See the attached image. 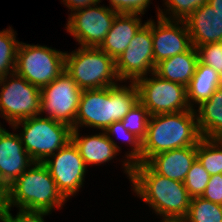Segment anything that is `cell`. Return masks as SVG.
Masks as SVG:
<instances>
[{
    "mask_svg": "<svg viewBox=\"0 0 222 222\" xmlns=\"http://www.w3.org/2000/svg\"><path fill=\"white\" fill-rule=\"evenodd\" d=\"M33 116L15 122L16 129L20 124L23 131L19 136L24 149L34 162H44L49 156L60 150L71 141L72 127L49 117Z\"/></svg>",
    "mask_w": 222,
    "mask_h": 222,
    "instance_id": "8992f818",
    "label": "cell"
},
{
    "mask_svg": "<svg viewBox=\"0 0 222 222\" xmlns=\"http://www.w3.org/2000/svg\"><path fill=\"white\" fill-rule=\"evenodd\" d=\"M65 71V53L46 46L20 43L15 72L42 89Z\"/></svg>",
    "mask_w": 222,
    "mask_h": 222,
    "instance_id": "52a82bcc",
    "label": "cell"
},
{
    "mask_svg": "<svg viewBox=\"0 0 222 222\" xmlns=\"http://www.w3.org/2000/svg\"><path fill=\"white\" fill-rule=\"evenodd\" d=\"M78 129L72 130L71 140L78 148L86 167L110 161L120 150L112 137L106 132L92 136L80 137Z\"/></svg>",
    "mask_w": 222,
    "mask_h": 222,
    "instance_id": "d6986e66",
    "label": "cell"
},
{
    "mask_svg": "<svg viewBox=\"0 0 222 222\" xmlns=\"http://www.w3.org/2000/svg\"><path fill=\"white\" fill-rule=\"evenodd\" d=\"M82 89L65 71L41 89L40 113L73 127Z\"/></svg>",
    "mask_w": 222,
    "mask_h": 222,
    "instance_id": "30bf717a",
    "label": "cell"
},
{
    "mask_svg": "<svg viewBox=\"0 0 222 222\" xmlns=\"http://www.w3.org/2000/svg\"><path fill=\"white\" fill-rule=\"evenodd\" d=\"M184 21L193 47L222 42V15L208 3L194 10Z\"/></svg>",
    "mask_w": 222,
    "mask_h": 222,
    "instance_id": "2e32d148",
    "label": "cell"
},
{
    "mask_svg": "<svg viewBox=\"0 0 222 222\" xmlns=\"http://www.w3.org/2000/svg\"><path fill=\"white\" fill-rule=\"evenodd\" d=\"M134 192L164 220H183L191 198L183 182L157 174L147 163H136L131 169Z\"/></svg>",
    "mask_w": 222,
    "mask_h": 222,
    "instance_id": "6da1fadb",
    "label": "cell"
},
{
    "mask_svg": "<svg viewBox=\"0 0 222 222\" xmlns=\"http://www.w3.org/2000/svg\"><path fill=\"white\" fill-rule=\"evenodd\" d=\"M111 9L118 14H144L150 0H109Z\"/></svg>",
    "mask_w": 222,
    "mask_h": 222,
    "instance_id": "4dcf8cb0",
    "label": "cell"
},
{
    "mask_svg": "<svg viewBox=\"0 0 222 222\" xmlns=\"http://www.w3.org/2000/svg\"><path fill=\"white\" fill-rule=\"evenodd\" d=\"M209 179L210 174L204 169L198 159H196L183 182L189 197L191 199L201 197L205 191Z\"/></svg>",
    "mask_w": 222,
    "mask_h": 222,
    "instance_id": "83f0119b",
    "label": "cell"
},
{
    "mask_svg": "<svg viewBox=\"0 0 222 222\" xmlns=\"http://www.w3.org/2000/svg\"><path fill=\"white\" fill-rule=\"evenodd\" d=\"M9 208V186L0 178V212Z\"/></svg>",
    "mask_w": 222,
    "mask_h": 222,
    "instance_id": "e575fe53",
    "label": "cell"
},
{
    "mask_svg": "<svg viewBox=\"0 0 222 222\" xmlns=\"http://www.w3.org/2000/svg\"><path fill=\"white\" fill-rule=\"evenodd\" d=\"M198 54L195 47L156 64L154 73L171 82L188 86L195 74Z\"/></svg>",
    "mask_w": 222,
    "mask_h": 222,
    "instance_id": "ffe728a7",
    "label": "cell"
},
{
    "mask_svg": "<svg viewBox=\"0 0 222 222\" xmlns=\"http://www.w3.org/2000/svg\"><path fill=\"white\" fill-rule=\"evenodd\" d=\"M208 4L222 15V0H208Z\"/></svg>",
    "mask_w": 222,
    "mask_h": 222,
    "instance_id": "d590c367",
    "label": "cell"
},
{
    "mask_svg": "<svg viewBox=\"0 0 222 222\" xmlns=\"http://www.w3.org/2000/svg\"><path fill=\"white\" fill-rule=\"evenodd\" d=\"M115 62L120 81L129 79L130 82L131 80L135 82L147 75L148 72H154L156 65L153 56L151 20H148L139 29L127 49Z\"/></svg>",
    "mask_w": 222,
    "mask_h": 222,
    "instance_id": "7c38bea8",
    "label": "cell"
},
{
    "mask_svg": "<svg viewBox=\"0 0 222 222\" xmlns=\"http://www.w3.org/2000/svg\"><path fill=\"white\" fill-rule=\"evenodd\" d=\"M150 117L148 109L138 100L121 122L126 130L143 141L147 135Z\"/></svg>",
    "mask_w": 222,
    "mask_h": 222,
    "instance_id": "4316f807",
    "label": "cell"
},
{
    "mask_svg": "<svg viewBox=\"0 0 222 222\" xmlns=\"http://www.w3.org/2000/svg\"><path fill=\"white\" fill-rule=\"evenodd\" d=\"M49 157L53 160L47 158L43 163L49 169L58 190L67 199L82 187L87 167L72 140L58 150L57 154Z\"/></svg>",
    "mask_w": 222,
    "mask_h": 222,
    "instance_id": "4fadbf2b",
    "label": "cell"
},
{
    "mask_svg": "<svg viewBox=\"0 0 222 222\" xmlns=\"http://www.w3.org/2000/svg\"><path fill=\"white\" fill-rule=\"evenodd\" d=\"M9 186V207L23 210L49 211L60 208L66 198L58 190L43 162H34Z\"/></svg>",
    "mask_w": 222,
    "mask_h": 222,
    "instance_id": "277c9868",
    "label": "cell"
},
{
    "mask_svg": "<svg viewBox=\"0 0 222 222\" xmlns=\"http://www.w3.org/2000/svg\"><path fill=\"white\" fill-rule=\"evenodd\" d=\"M184 222H222V205L195 197L190 200Z\"/></svg>",
    "mask_w": 222,
    "mask_h": 222,
    "instance_id": "cb8c5ba5",
    "label": "cell"
},
{
    "mask_svg": "<svg viewBox=\"0 0 222 222\" xmlns=\"http://www.w3.org/2000/svg\"><path fill=\"white\" fill-rule=\"evenodd\" d=\"M197 159L210 176L222 174V138L202 137L197 144Z\"/></svg>",
    "mask_w": 222,
    "mask_h": 222,
    "instance_id": "603a6c76",
    "label": "cell"
},
{
    "mask_svg": "<svg viewBox=\"0 0 222 222\" xmlns=\"http://www.w3.org/2000/svg\"><path fill=\"white\" fill-rule=\"evenodd\" d=\"M144 76L135 81L138 100L148 109L149 114L175 113L190 110L187 87L159 77ZM146 77V78H145Z\"/></svg>",
    "mask_w": 222,
    "mask_h": 222,
    "instance_id": "ba28073f",
    "label": "cell"
},
{
    "mask_svg": "<svg viewBox=\"0 0 222 222\" xmlns=\"http://www.w3.org/2000/svg\"><path fill=\"white\" fill-rule=\"evenodd\" d=\"M106 134L108 137H111L113 135H120V137L124 136V141L127 140L129 144H131L134 148L133 150L128 154L127 153V159L123 166L125 168V172L128 174L129 179H131V169L132 166L136 163H142V141L136 137L133 133H130L128 130H126L121 121L113 122L106 130ZM130 159V160H129Z\"/></svg>",
    "mask_w": 222,
    "mask_h": 222,
    "instance_id": "484cf974",
    "label": "cell"
},
{
    "mask_svg": "<svg viewBox=\"0 0 222 222\" xmlns=\"http://www.w3.org/2000/svg\"><path fill=\"white\" fill-rule=\"evenodd\" d=\"M33 163L20 136L3 129L0 132V178L10 186Z\"/></svg>",
    "mask_w": 222,
    "mask_h": 222,
    "instance_id": "9a60e30c",
    "label": "cell"
},
{
    "mask_svg": "<svg viewBox=\"0 0 222 222\" xmlns=\"http://www.w3.org/2000/svg\"><path fill=\"white\" fill-rule=\"evenodd\" d=\"M3 214H4V212H0V221L2 222V220H3Z\"/></svg>",
    "mask_w": 222,
    "mask_h": 222,
    "instance_id": "74e56055",
    "label": "cell"
},
{
    "mask_svg": "<svg viewBox=\"0 0 222 222\" xmlns=\"http://www.w3.org/2000/svg\"><path fill=\"white\" fill-rule=\"evenodd\" d=\"M221 75L212 67L198 61L195 74L187 86V100L192 109V102L201 104L207 101L210 96L219 88Z\"/></svg>",
    "mask_w": 222,
    "mask_h": 222,
    "instance_id": "7402d4cb",
    "label": "cell"
},
{
    "mask_svg": "<svg viewBox=\"0 0 222 222\" xmlns=\"http://www.w3.org/2000/svg\"><path fill=\"white\" fill-rule=\"evenodd\" d=\"M201 139L196 110L193 108L152 115L147 135L142 141V163H146L152 156L161 152L197 146Z\"/></svg>",
    "mask_w": 222,
    "mask_h": 222,
    "instance_id": "3957f363",
    "label": "cell"
},
{
    "mask_svg": "<svg viewBox=\"0 0 222 222\" xmlns=\"http://www.w3.org/2000/svg\"><path fill=\"white\" fill-rule=\"evenodd\" d=\"M137 101L138 89L132 81L128 87L116 84L83 90L72 129L85 125L105 131L113 122L121 121Z\"/></svg>",
    "mask_w": 222,
    "mask_h": 222,
    "instance_id": "7a4b0ae2",
    "label": "cell"
},
{
    "mask_svg": "<svg viewBox=\"0 0 222 222\" xmlns=\"http://www.w3.org/2000/svg\"><path fill=\"white\" fill-rule=\"evenodd\" d=\"M95 5L71 13L67 32L74 36L82 47H99L104 41L118 13L111 8Z\"/></svg>",
    "mask_w": 222,
    "mask_h": 222,
    "instance_id": "8fae6325",
    "label": "cell"
},
{
    "mask_svg": "<svg viewBox=\"0 0 222 222\" xmlns=\"http://www.w3.org/2000/svg\"><path fill=\"white\" fill-rule=\"evenodd\" d=\"M10 207L4 212L2 222H44L42 218L44 215L49 214V211H36V210H23L19 209L16 217L10 213Z\"/></svg>",
    "mask_w": 222,
    "mask_h": 222,
    "instance_id": "1f68e13d",
    "label": "cell"
},
{
    "mask_svg": "<svg viewBox=\"0 0 222 222\" xmlns=\"http://www.w3.org/2000/svg\"><path fill=\"white\" fill-rule=\"evenodd\" d=\"M201 197L205 200L222 205V174L210 176L209 182Z\"/></svg>",
    "mask_w": 222,
    "mask_h": 222,
    "instance_id": "d6a6232c",
    "label": "cell"
},
{
    "mask_svg": "<svg viewBox=\"0 0 222 222\" xmlns=\"http://www.w3.org/2000/svg\"><path fill=\"white\" fill-rule=\"evenodd\" d=\"M66 6L71 9V11H77L89 6H93L96 3L101 2L100 0H63Z\"/></svg>",
    "mask_w": 222,
    "mask_h": 222,
    "instance_id": "836d02e7",
    "label": "cell"
},
{
    "mask_svg": "<svg viewBox=\"0 0 222 222\" xmlns=\"http://www.w3.org/2000/svg\"><path fill=\"white\" fill-rule=\"evenodd\" d=\"M208 3V0H166L168 11L171 10L173 20L184 21L194 10Z\"/></svg>",
    "mask_w": 222,
    "mask_h": 222,
    "instance_id": "f546056e",
    "label": "cell"
},
{
    "mask_svg": "<svg viewBox=\"0 0 222 222\" xmlns=\"http://www.w3.org/2000/svg\"><path fill=\"white\" fill-rule=\"evenodd\" d=\"M143 25L138 14H118L99 48L116 60Z\"/></svg>",
    "mask_w": 222,
    "mask_h": 222,
    "instance_id": "ac0fdd59",
    "label": "cell"
},
{
    "mask_svg": "<svg viewBox=\"0 0 222 222\" xmlns=\"http://www.w3.org/2000/svg\"><path fill=\"white\" fill-rule=\"evenodd\" d=\"M196 50L198 61L212 67L222 76V42L200 45Z\"/></svg>",
    "mask_w": 222,
    "mask_h": 222,
    "instance_id": "f1b7e54d",
    "label": "cell"
},
{
    "mask_svg": "<svg viewBox=\"0 0 222 222\" xmlns=\"http://www.w3.org/2000/svg\"><path fill=\"white\" fill-rule=\"evenodd\" d=\"M65 72L82 90L111 87L120 81L115 59L99 47H82L65 53ZM114 78V79H113Z\"/></svg>",
    "mask_w": 222,
    "mask_h": 222,
    "instance_id": "5b68a950",
    "label": "cell"
},
{
    "mask_svg": "<svg viewBox=\"0 0 222 222\" xmlns=\"http://www.w3.org/2000/svg\"><path fill=\"white\" fill-rule=\"evenodd\" d=\"M196 159L197 146H187L158 153L152 156L146 163L157 174L184 182L189 169Z\"/></svg>",
    "mask_w": 222,
    "mask_h": 222,
    "instance_id": "e0dca14e",
    "label": "cell"
},
{
    "mask_svg": "<svg viewBox=\"0 0 222 222\" xmlns=\"http://www.w3.org/2000/svg\"><path fill=\"white\" fill-rule=\"evenodd\" d=\"M162 222H184L183 220H162Z\"/></svg>",
    "mask_w": 222,
    "mask_h": 222,
    "instance_id": "8d00e7d4",
    "label": "cell"
},
{
    "mask_svg": "<svg viewBox=\"0 0 222 222\" xmlns=\"http://www.w3.org/2000/svg\"><path fill=\"white\" fill-rule=\"evenodd\" d=\"M158 23L151 20L153 56L155 65L192 47L191 37L185 21L173 20L158 9ZM179 24L182 26L180 27Z\"/></svg>",
    "mask_w": 222,
    "mask_h": 222,
    "instance_id": "5bb4252c",
    "label": "cell"
},
{
    "mask_svg": "<svg viewBox=\"0 0 222 222\" xmlns=\"http://www.w3.org/2000/svg\"><path fill=\"white\" fill-rule=\"evenodd\" d=\"M198 129L204 138H222V87L199 105Z\"/></svg>",
    "mask_w": 222,
    "mask_h": 222,
    "instance_id": "44dd1931",
    "label": "cell"
},
{
    "mask_svg": "<svg viewBox=\"0 0 222 222\" xmlns=\"http://www.w3.org/2000/svg\"><path fill=\"white\" fill-rule=\"evenodd\" d=\"M19 44L13 29L9 28L0 32V78L15 72Z\"/></svg>",
    "mask_w": 222,
    "mask_h": 222,
    "instance_id": "d4e9b609",
    "label": "cell"
},
{
    "mask_svg": "<svg viewBox=\"0 0 222 222\" xmlns=\"http://www.w3.org/2000/svg\"><path fill=\"white\" fill-rule=\"evenodd\" d=\"M0 78V112L13 125L23 119L40 115L41 89L16 73ZM15 77V78H14Z\"/></svg>",
    "mask_w": 222,
    "mask_h": 222,
    "instance_id": "9c48e42d",
    "label": "cell"
}]
</instances>
